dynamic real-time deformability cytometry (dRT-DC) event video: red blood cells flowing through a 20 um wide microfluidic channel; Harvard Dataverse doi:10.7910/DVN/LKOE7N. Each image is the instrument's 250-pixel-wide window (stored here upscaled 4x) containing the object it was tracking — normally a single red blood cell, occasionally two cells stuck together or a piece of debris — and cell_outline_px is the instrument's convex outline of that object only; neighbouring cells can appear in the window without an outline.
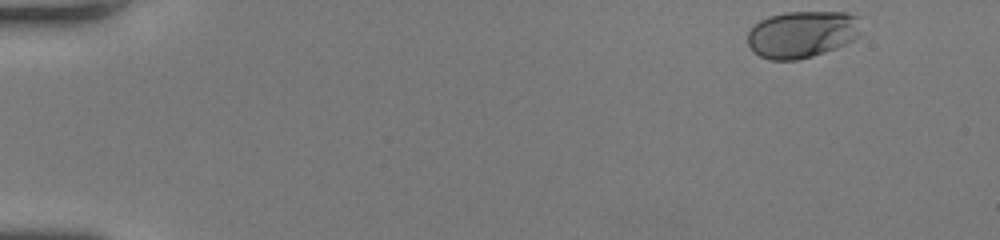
{"species": "human", "species_latin": "Homo sapiens", "temperature_condition": "room temperature", "stored_images_in_passage": 40, "camera_frame_rate_fps": 3000, "um_per_image_px": 0.085, "donor": {"sex": "female"}, "frame": {"image": 1, "passage_image": 1, "time_ms": 0.0, "image_size_px": [1000, 240], "cell_outline_px": [[860, 36], [836, 48], [812, 56], [796, 60], [768, 60], [752, 52], [748, 44], [748, 32], [760, 20], [768, 16], [788, 12], [844, 12], [860, 16]], "centroid_in_image_um": [68.18, 2.91], "position_along_channel_um": 16.8, "area_um2": 31.21}}
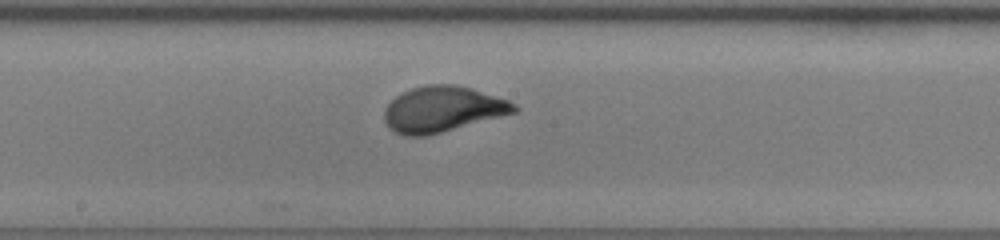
{"frame": {"image": 2, "passage_image": 25, "time_ms": 8.0, "image_size_px": [1000, 240], "cell_outline_px": [[520, 108], [516, 112], [428, 136], [404, 136], [388, 128], [384, 120], [384, 108], [396, 96], [412, 88], [428, 84], [456, 84], [472, 88], [508, 100], [516, 104]], "centroid_in_image_um": [37.61, 9.28], "position_along_channel_um": 210.6, "area_um2": 34.68}}
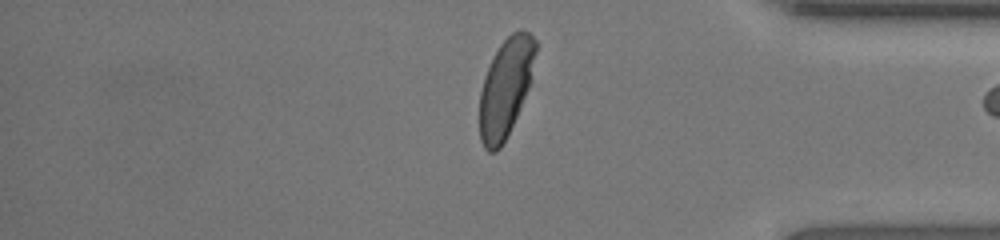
{"frame": {"image": 3, "passage_image": 39, "time_ms": 12.667, "image_size_px": [1000, 240], "cell_outline_px": [[536, 52], [532, 80], [520, 108], [500, 148], [496, 152], [488, 152], [484, 148], [480, 140], [480, 92], [484, 76], [500, 44], [512, 32], [528, 32], [536, 40]], "centroid_in_image_um": [42.98, 7.46], "position_along_channel_um": 392.2, "area_um2": 31.73}}